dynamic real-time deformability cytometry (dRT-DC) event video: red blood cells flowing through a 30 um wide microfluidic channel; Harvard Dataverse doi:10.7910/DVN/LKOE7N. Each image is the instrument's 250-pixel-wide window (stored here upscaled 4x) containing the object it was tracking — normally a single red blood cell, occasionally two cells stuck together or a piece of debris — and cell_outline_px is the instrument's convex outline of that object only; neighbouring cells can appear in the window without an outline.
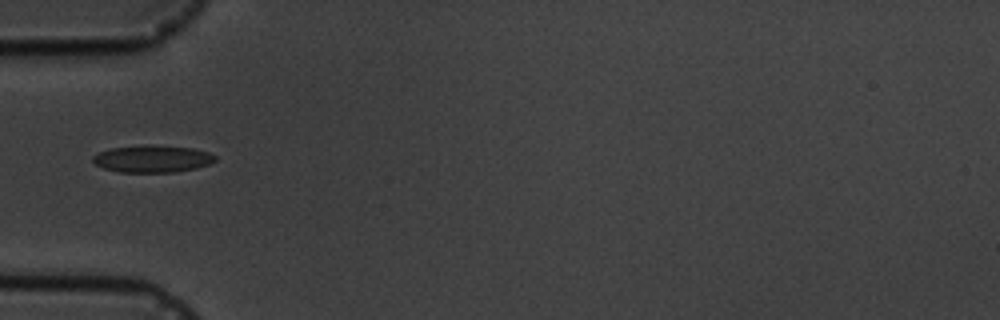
{"species": "common noctule bat (a hibernating species)", "species_latin": "Nyctalus noctula", "temperature_condition": "cold", "stored_images_in_passage": 1, "camera_frame_rate_fps": 3000, "um_per_image_px": 0.085, "animal": {"sex": "male", "body_mass_g": 19.5, "forearm_length_mm": 54.6}, "frame": {"image": 1, "passage_image": 1, "time_ms": 0.0, "image_size_px": [1000, 320], "cell_outline_px": [[216, 160], [208, 164], [196, 168], [172, 172], [120, 172], [104, 168], [96, 164], [92, 160], [92, 156], [100, 152], [112, 148], [192, 148], [208, 152], [216, 156]], "centroid_in_image_um": [12.96, 13.56], "position_along_channel_um": 72.0, "area_um2": 18.09}}